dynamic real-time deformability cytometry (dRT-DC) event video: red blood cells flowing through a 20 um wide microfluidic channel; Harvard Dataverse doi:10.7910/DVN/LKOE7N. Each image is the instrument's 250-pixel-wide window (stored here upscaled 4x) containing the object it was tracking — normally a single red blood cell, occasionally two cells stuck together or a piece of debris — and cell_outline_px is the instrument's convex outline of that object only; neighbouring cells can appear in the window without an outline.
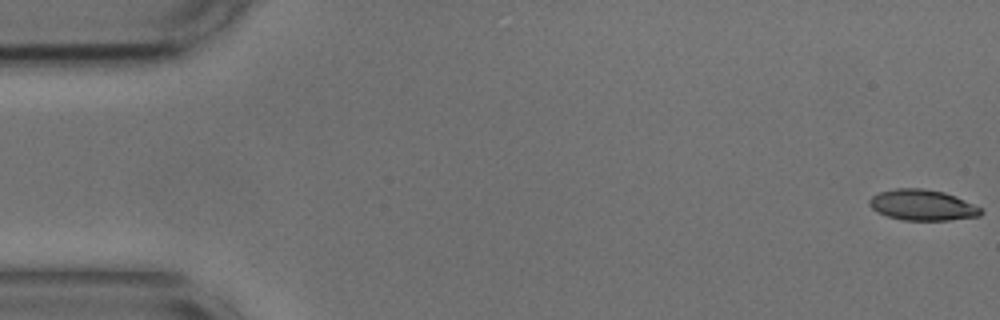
{"species": "common noctule bat (a hibernating species)", "species_latin": "Nyctalus noctula", "temperature_condition": "cold", "stored_images_in_passage": 55, "camera_frame_rate_fps": 3000, "um_per_image_px": 0.085, "animal": {"sex": "male", "body_mass_g": 17.9, "forearm_length_mm": 54.2}, "frame": {"image": 1, "passage_image": 1, "time_ms": 0.0, "image_size_px": [1000, 320], "cell_outline_px": [[984, 212], [980, 216], [948, 220], [904, 220], [888, 216], [876, 212], [868, 204], [868, 200], [872, 196], [880, 192], [896, 188], [920, 188], [944, 192], [956, 196], [980, 208]], "centroid_in_image_um": [78.39, 17.43], "position_along_channel_um": 6.6, "area_um2": 19.94}}
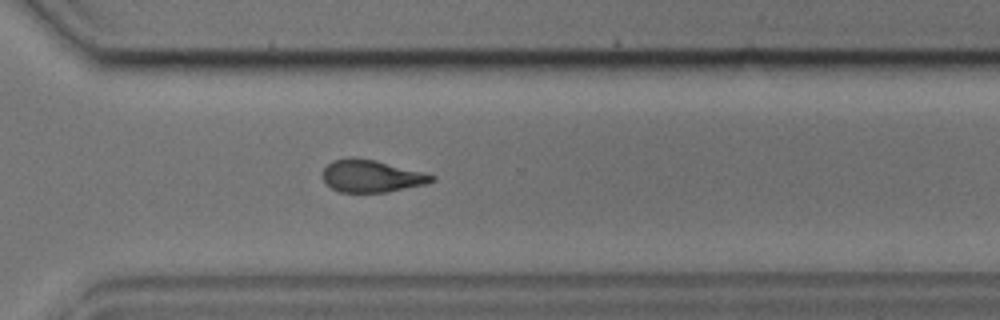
{"frame": {"image": 2, "passage_image": 39, "time_ms": 12.667, "image_size_px": [1000, 320], "cell_outline_px": [[436, 180], [424, 184], [388, 192], [340, 192], [332, 188], [324, 180], [324, 168], [332, 160], [352, 156], [372, 160], [424, 172], [436, 176]], "centroid_in_image_um": [31.58, 14.96], "position_along_channel_um": 339.0, "area_um2": 20.29}}
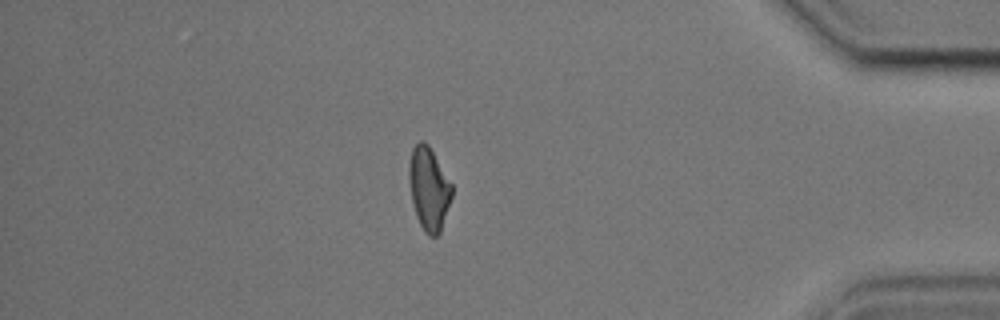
{"frame": {"image": 3, "passage_image": 47, "time_ms": 15.333, "image_size_px": [1000, 320], "cell_outline_px": [[452, 196], [440, 232], [436, 236], [428, 236], [424, 232], [416, 216], [412, 200], [408, 180], [408, 168], [412, 148], [420, 140], [424, 140], [428, 144], [452, 184]], "centroid_in_image_um": [36.44, 16.03], "position_along_channel_um": 398.8, "area_um2": 20.69}, "authors_computed_cell_mechanics": {"area_um2": 20.808, "velocity_mm_per_s": 3.6569, "shape_relaxation_time_tau1_ms": 3.7095, "shape_relaxation_time_tau2_ms": 1.805, "deformation_change_tau1": 0.1281, "deformation_change_tau2": 0.0788}}